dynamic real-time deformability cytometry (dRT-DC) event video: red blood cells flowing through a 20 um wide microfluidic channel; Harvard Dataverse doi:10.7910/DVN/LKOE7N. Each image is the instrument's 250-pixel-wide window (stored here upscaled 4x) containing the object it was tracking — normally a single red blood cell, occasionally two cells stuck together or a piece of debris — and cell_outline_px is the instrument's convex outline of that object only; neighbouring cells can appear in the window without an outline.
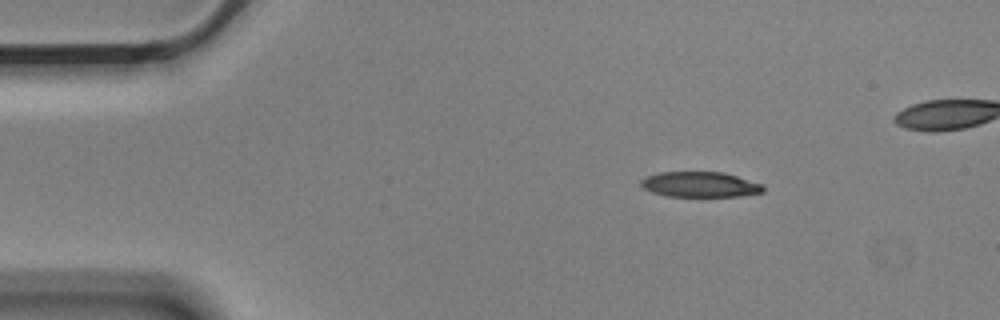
{"species": "Egyptian fruit bat (a non-hibernating species)", "species_latin": "Rousettus aegyptiacus", "temperature_condition": "cold", "stored_images_in_passage": 4, "camera_frame_rate_fps": 3000, "um_per_image_px": 0.085, "animal": {"sex": "male"}, "frame": {"image": 1, "passage_image": 1, "time_ms": 0.0, "image_size_px": [1000, 320], "cell_outline_px": [[764, 192], [740, 196], [664, 196], [652, 192], [644, 188], [640, 184], [640, 180], [648, 176], [660, 172], [724, 172], [764, 184]], "centroid_in_image_um": [59.53, 15.68], "position_along_channel_um": 25.5, "area_um2": 18.09}}